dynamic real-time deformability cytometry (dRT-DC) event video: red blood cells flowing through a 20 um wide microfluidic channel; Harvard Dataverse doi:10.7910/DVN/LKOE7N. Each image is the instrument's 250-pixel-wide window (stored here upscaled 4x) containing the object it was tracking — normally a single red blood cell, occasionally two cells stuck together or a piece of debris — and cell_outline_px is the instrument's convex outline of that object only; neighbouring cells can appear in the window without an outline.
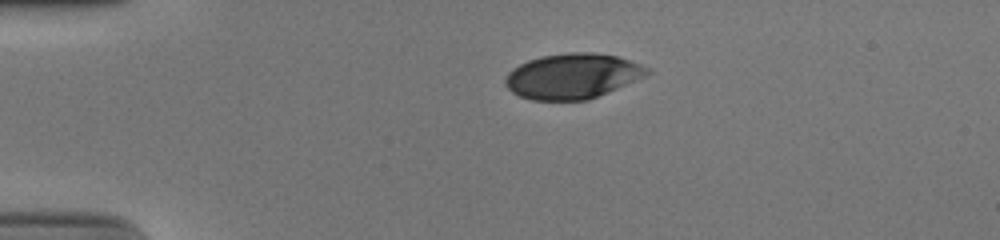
{"species": "human", "species_latin": "Homo sapiens", "temperature_condition": "cold", "stored_images_in_passage": 37, "camera_frame_rate_fps": 3000, "um_per_image_px": 0.085, "donor": {"sex": "male"}, "frame": {"image": 1, "passage_image": 1, "time_ms": 0.0, "image_size_px": [1000, 240], "cell_outline_px": [[652, 72], [644, 76], [588, 100], [532, 100], [520, 96], [512, 92], [504, 84], [504, 80], [508, 72], [512, 68], [528, 60], [540, 56], [568, 52], [592, 52], [616, 56], [628, 60], [648, 68]], "centroid_in_image_um": [48.6, 6.46], "position_along_channel_um": 36.4, "area_um2": 37.11}}
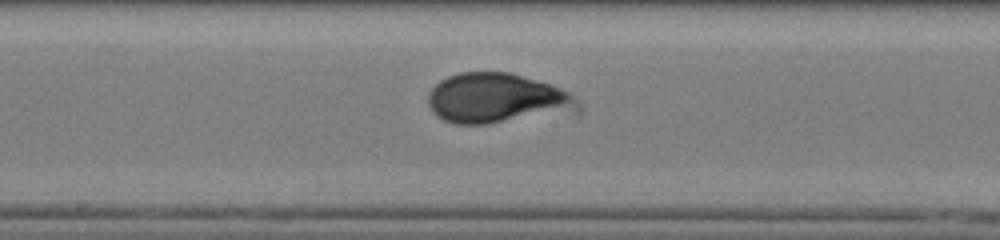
{"frame": {"image": 2, "passage_image": 18, "time_ms": 5.667, "image_size_px": [1000, 240], "cell_outline_px": [[572, 100], [560, 104], [488, 124], [456, 124], [444, 120], [436, 116], [432, 112], [428, 104], [428, 92], [440, 80], [448, 76], [460, 72], [508, 72], [548, 84], [560, 88], [568, 92], [572, 96]], "centroid_in_image_um": [41.72, 8.26], "position_along_channel_um": 206.5, "area_um2": 39.36}}
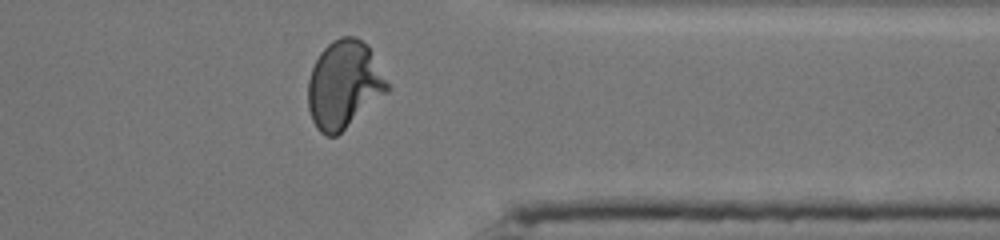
{"frame": {"image": 3, "passage_image": 32, "time_ms": 10.333, "image_size_px": [1000, 240], "cell_outline_px": [[392, 88], [388, 92], [336, 136], [324, 136], [316, 128], [312, 120], [308, 108], [308, 80], [312, 68], [320, 52], [332, 40], [340, 36], [356, 36], [368, 44]], "centroid_in_image_um": [29.25, 7.18], "position_along_channel_um": 382.1, "area_um2": 40.86}, "authors_computed_cell_mechanics": {"area_um2": 39.304, "velocity_mm_per_s": 3.8933, "shape_relaxation_time_tau1_ms": 3.9825, "shape_relaxation_time_tau2_ms": null, "deformation_change_tau1": 0.1757, "deformation_change_tau2": null}}